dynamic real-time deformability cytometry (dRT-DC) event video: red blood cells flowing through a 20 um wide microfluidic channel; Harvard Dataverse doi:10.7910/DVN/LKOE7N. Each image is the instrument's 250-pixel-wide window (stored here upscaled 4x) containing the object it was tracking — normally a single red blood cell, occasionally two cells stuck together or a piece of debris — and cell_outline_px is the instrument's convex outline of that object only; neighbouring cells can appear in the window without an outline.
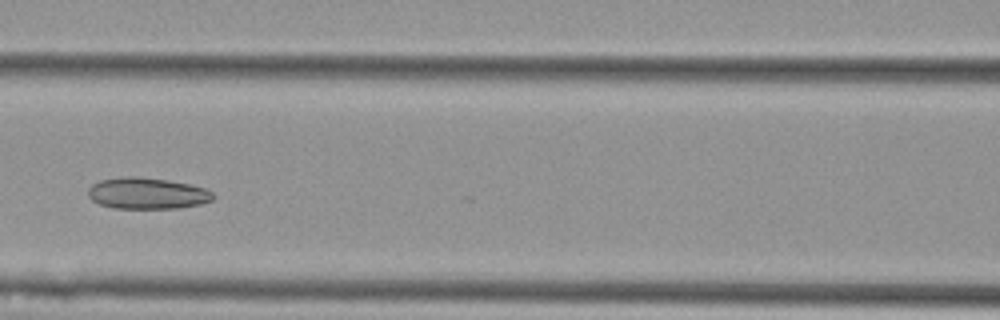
{"species": "Egyptian fruit bat (a non-hibernating species)", "species_latin": "Rousettus aegyptiacus", "temperature_condition": "cold", "stored_images_in_passage": 5, "camera_frame_rate_fps": 3000, "um_per_image_px": 0.085, "animal": {"sex": "female"}, "frame": {"image": 1, "passage_image": 5, "time_ms": 1.333, "image_size_px": [1000, 320], "cell_outline_px": [[216, 196], [212, 200], [200, 204], [180, 208], [112, 208], [100, 204], [92, 200], [88, 196], [88, 188], [92, 184], [100, 180], [132, 176], [136, 176], [168, 180], [188, 184], [204, 188], [212, 192]], "centroid_in_image_um": [12.51, 16.44], "position_along_channel_um": 154.1, "area_um2": 22.77}}